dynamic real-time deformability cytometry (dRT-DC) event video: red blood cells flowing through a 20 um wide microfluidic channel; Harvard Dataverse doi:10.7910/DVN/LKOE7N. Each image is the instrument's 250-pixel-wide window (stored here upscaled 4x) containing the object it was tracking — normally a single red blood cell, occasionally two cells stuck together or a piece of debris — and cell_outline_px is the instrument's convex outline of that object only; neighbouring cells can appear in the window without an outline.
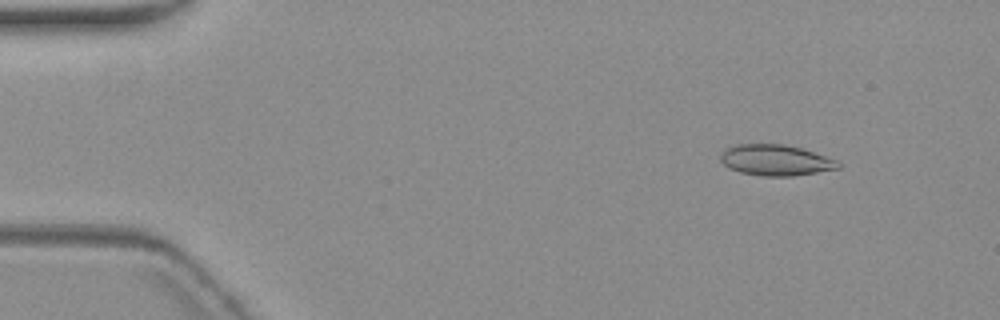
{"species": "common noctule bat (a hibernating species)", "species_latin": "Nyctalus noctula", "temperature_condition": "warm", "stored_images_in_passage": 5, "camera_frame_rate_fps": 3000, "um_per_image_px": 0.085, "animal": {"sex": "female", "body_mass_g": 19.3, "forearm_length_mm": 54.1}, "frame": {"image": 1, "passage_image": 2, "time_ms": 1.0, "image_size_px": [1000, 320], "cell_outline_px": [[840, 168], [792, 176], [760, 176], [740, 172], [728, 168], [720, 160], [720, 152], [724, 148], [736, 144], [784, 144], [800, 148], [836, 160], [840, 164]], "centroid_in_image_um": [65.86, 13.61], "position_along_channel_um": 19.1, "area_um2": 21.15}}
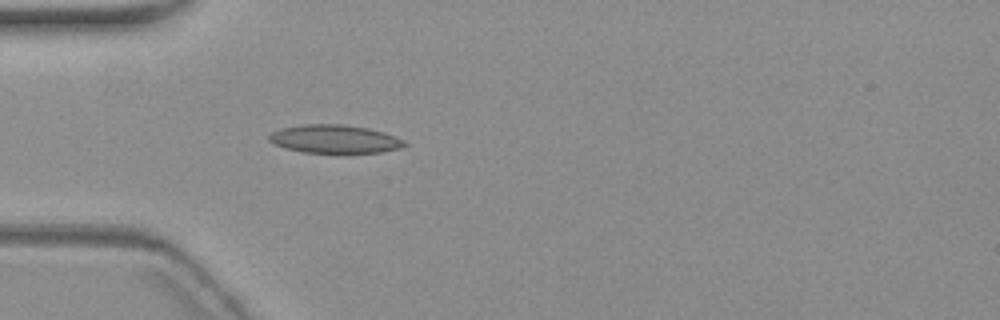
{"frame": {"image": 2, "passage_image": 5, "time_ms": 4.667, "image_size_px": [1000, 320], "cell_outline_px": [[408, 144], [400, 148], [380, 152], [344, 156], [340, 156], [304, 152], [284, 148], [268, 140], [268, 136], [272, 132], [280, 128], [304, 124], [344, 124], [368, 128], [384, 132], [396, 136], [404, 140]], "centroid_in_image_um": [28.48, 11.86], "position_along_channel_um": 56.5, "area_um2": 23.41}}